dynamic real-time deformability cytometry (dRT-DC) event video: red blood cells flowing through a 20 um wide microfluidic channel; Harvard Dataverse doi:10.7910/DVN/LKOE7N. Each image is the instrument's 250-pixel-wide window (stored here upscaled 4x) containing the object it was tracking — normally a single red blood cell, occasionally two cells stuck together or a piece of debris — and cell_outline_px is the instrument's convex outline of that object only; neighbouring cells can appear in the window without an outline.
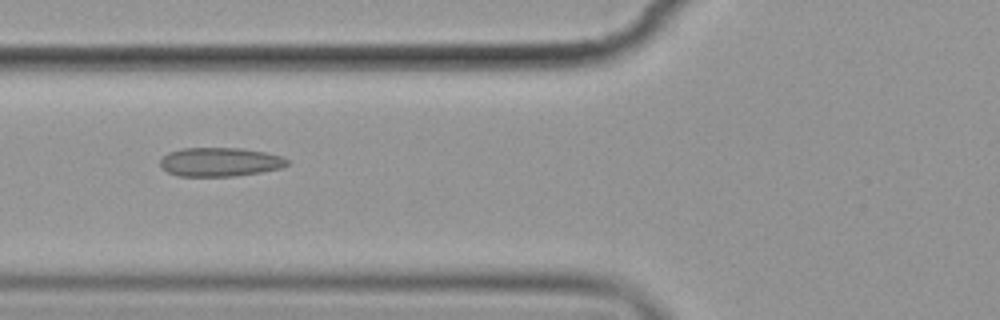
{"species": "common noctule bat (a hibernating species)", "species_latin": "Nyctalus noctula", "temperature_condition": "cold", "stored_images_in_passage": 12, "camera_frame_rate_fps": 3000, "um_per_image_px": 0.085, "animal": {"sex": "female", "body_mass_g": 19.9}, "frame": {"image": 1, "passage_image": 3, "time_ms": 2.333, "image_size_px": [1000, 320], "cell_outline_px": [[288, 164], [280, 168], [260, 172], [236, 176], [180, 176], [168, 172], [160, 164], [160, 160], [168, 152], [184, 148], [244, 148], [264, 152], [280, 156], [288, 160]], "centroid_in_image_um": [18.69, 13.76], "position_along_channel_um": 107.1, "area_um2": 21.21}}
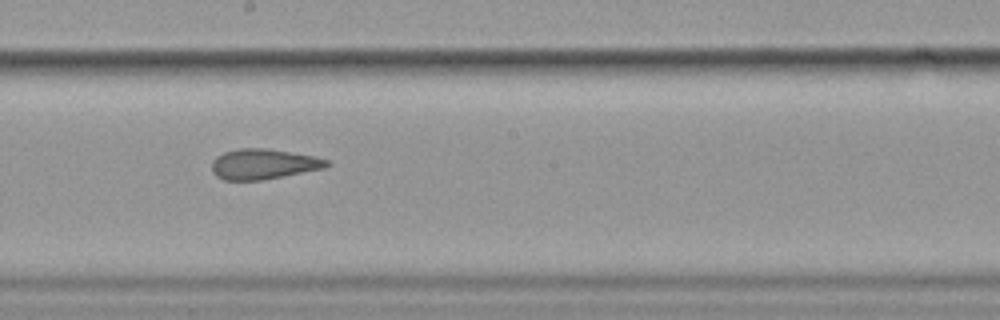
{"frame": {"image": 2, "passage_image": 6, "time_ms": 5.667, "image_size_px": [1000, 320], "cell_outline_px": [[328, 164], [324, 168], [260, 180], [224, 180], [216, 176], [212, 172], [212, 160], [216, 156], [224, 152], [240, 148], [268, 148], [316, 156], [328, 160]], "centroid_in_image_um": [22.36, 13.93], "position_along_channel_um": 225.8, "area_um2": 20.23}}
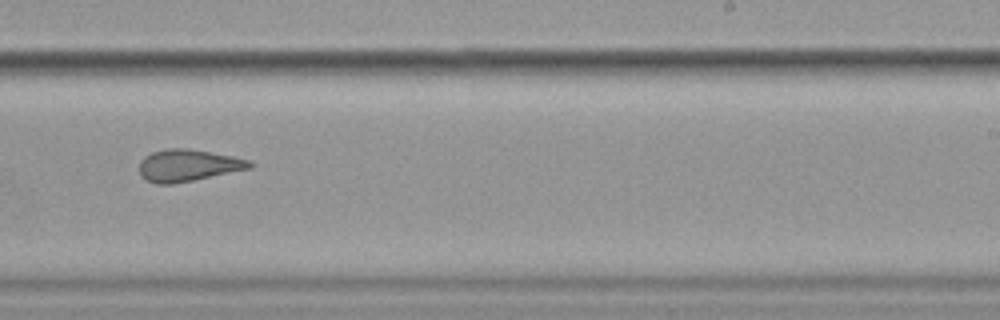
{"frame": {"image": 3, "passage_image": 7, "time_ms": 7.0, "image_size_px": [1000, 320], "cell_outline_px": [[252, 168], [172, 184], [156, 184], [140, 176], [140, 160], [144, 156], [152, 152], [168, 148], [188, 148], [232, 156], [252, 160]], "centroid_in_image_um": [15.97, 14.05], "position_along_channel_um": 273.0, "area_um2": 20.46}, "authors_computed_cell_mechanics": {"area_um2": 21.0103, "velocity_mm_per_s": 3.5694, "shape_relaxation_time_tau1_ms": null, "shape_relaxation_time_tau2_ms": 1.4114, "deformation_change_tau1": null, "deformation_change_tau2": 0.0712}}